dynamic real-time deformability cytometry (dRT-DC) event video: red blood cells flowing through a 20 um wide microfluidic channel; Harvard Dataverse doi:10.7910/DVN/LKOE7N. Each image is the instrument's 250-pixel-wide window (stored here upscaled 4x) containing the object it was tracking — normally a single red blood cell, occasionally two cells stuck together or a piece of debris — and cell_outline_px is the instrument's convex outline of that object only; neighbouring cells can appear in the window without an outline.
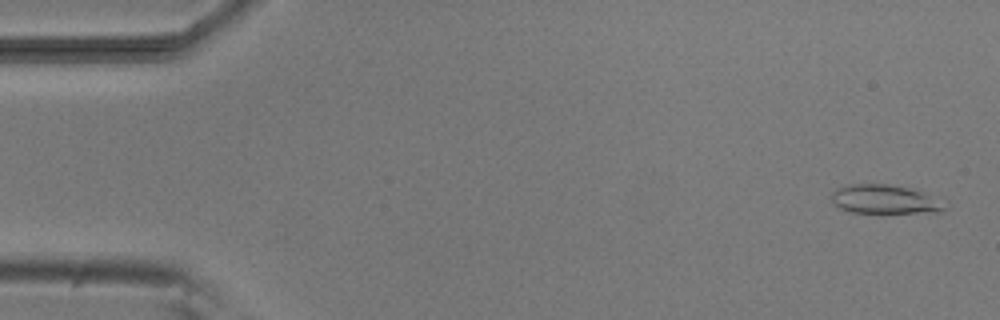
{"species": "common noctule bat (a hibernating species)", "species_latin": "Nyctalus noctula", "temperature_condition": "room temperature", "stored_images_in_passage": 9, "camera_frame_rate_fps": 3000, "um_per_image_px": 0.085, "animal": {"sex": "male", "body_mass_g": 20.5, "forearm_length_mm": 52.5}, "frame": {"image": 1, "passage_image": 1, "time_ms": 0.0, "image_size_px": [1000, 320], "cell_outline_px": [[944, 212], [852, 212], [840, 208], [832, 200], [832, 192], [836, 188], [848, 184], [888, 184], [912, 188], [928, 196], [944, 208]], "centroid_in_image_um": [75.07, 16.92], "position_along_channel_um": 9.9, "area_um2": 18.32}}
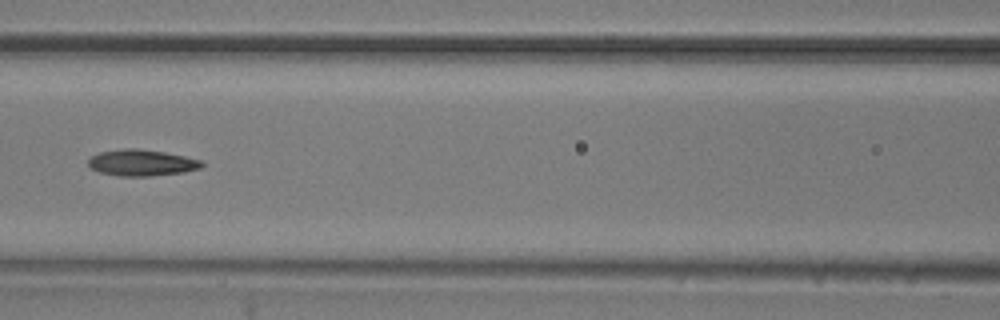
{"frame": {"image": 2, "passage_image": 7, "time_ms": 7.0, "image_size_px": [1000, 320], "cell_outline_px": [[204, 164], [200, 168], [184, 172], [152, 176], [120, 176], [100, 172], [92, 168], [88, 164], [88, 160], [92, 156], [100, 152], [124, 148], [136, 148], [164, 152], [184, 156], [200, 160]], "centroid_in_image_um": [12.04, 13.83], "position_along_channel_um": 154.6, "area_um2": 17.28}}
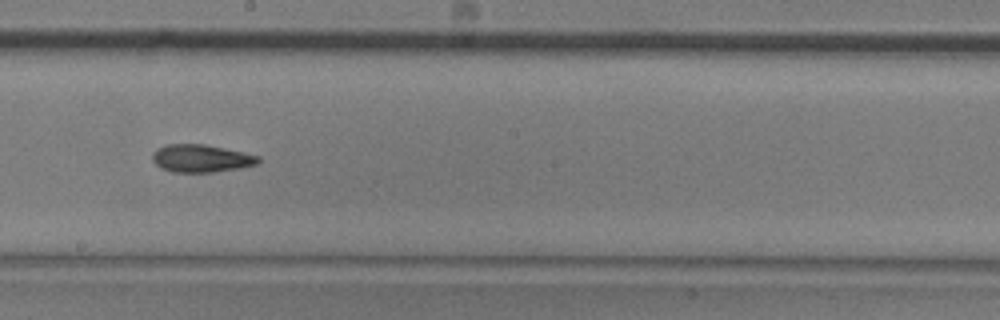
{"frame": {"image": 3, "passage_image": 9, "time_ms": 9.0, "image_size_px": [1000, 320], "cell_outline_px": [[260, 160], [256, 164], [240, 168], [212, 172], [172, 172], [160, 168], [152, 160], [152, 152], [156, 148], [168, 144], [204, 144], [224, 148], [260, 156]], "centroid_in_image_um": [17.06, 13.46], "position_along_channel_um": 231.1, "area_um2": 17.11}}